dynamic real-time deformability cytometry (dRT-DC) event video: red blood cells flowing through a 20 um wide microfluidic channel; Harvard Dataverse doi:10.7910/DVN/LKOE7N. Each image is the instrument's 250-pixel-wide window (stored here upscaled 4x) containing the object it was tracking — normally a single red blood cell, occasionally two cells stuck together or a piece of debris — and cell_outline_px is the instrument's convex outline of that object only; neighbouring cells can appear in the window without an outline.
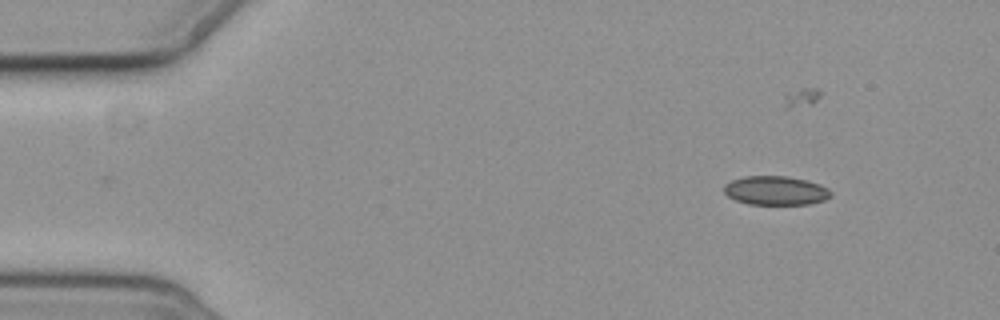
{"species": "common noctule bat (a hibernating species)", "species_latin": "Nyctalus noctula", "temperature_condition": "cold", "stored_images_in_passage": 4, "camera_frame_rate_fps": 3000, "um_per_image_px": 0.085, "animal": {"sex": "female", "body_mass_g": 19.3, "forearm_length_mm": 54.1}, "frame": {"image": 1, "passage_image": 1, "time_ms": 0.0, "image_size_px": [1000, 320], "cell_outline_px": [[832, 196], [824, 200], [808, 204], [748, 204], [736, 200], [728, 196], [724, 192], [724, 184], [732, 180], [744, 176], [788, 176], [820, 184], [828, 188], [832, 192]], "centroid_in_image_um": [65.94, 16.19], "position_along_channel_um": 19.1, "area_um2": 18.03}}
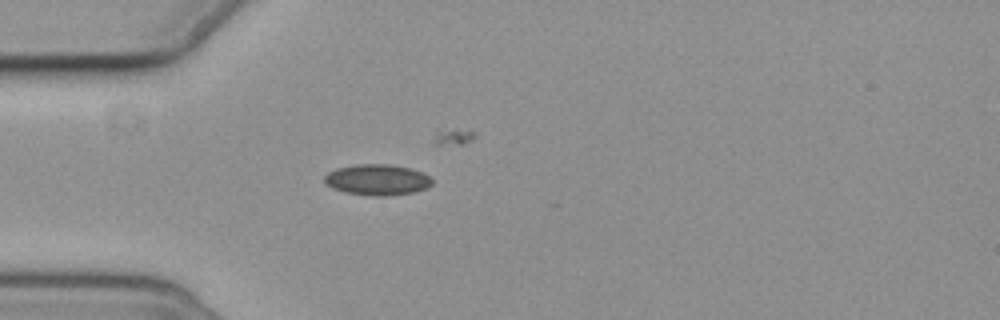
{"frame": {"image": 2, "passage_image": 4, "time_ms": 3.333, "image_size_px": [1000, 320], "cell_outline_px": [[432, 184], [428, 188], [412, 192], [388, 196], [372, 196], [344, 192], [332, 188], [324, 184], [324, 176], [328, 172], [336, 168], [356, 164], [392, 164], [412, 168], [424, 172], [432, 180]], "centroid_in_image_um": [32.06, 15.27], "position_along_channel_um": 52.9, "area_um2": 19.71}}